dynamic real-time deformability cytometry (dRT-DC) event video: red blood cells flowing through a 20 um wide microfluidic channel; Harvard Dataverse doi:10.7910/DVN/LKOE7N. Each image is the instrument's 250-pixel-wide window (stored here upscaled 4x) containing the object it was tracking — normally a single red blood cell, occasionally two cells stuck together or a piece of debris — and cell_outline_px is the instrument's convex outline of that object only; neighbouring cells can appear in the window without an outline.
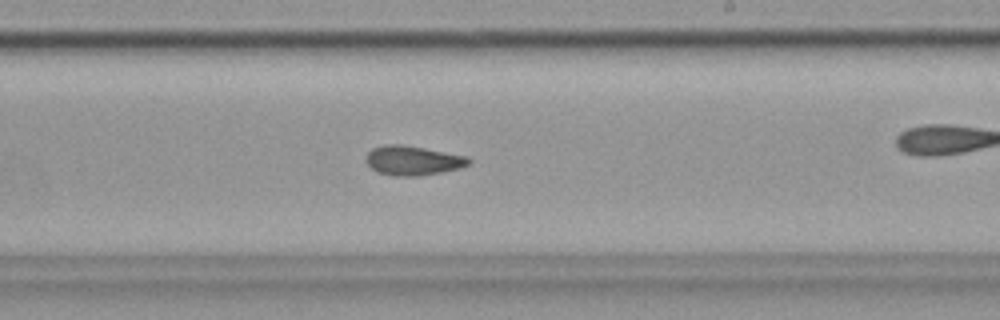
{"species": "common noctule bat (a hibernating species)", "species_latin": "Nyctalus noctula", "temperature_condition": "cold", "stored_images_in_passage": 58, "camera_frame_rate_fps": 3000, "um_per_image_px": 0.085, "animal": {"sex": "female", "body_mass_g": 19.9}, "frame": {"image": 1, "passage_image": 34, "time_ms": 11.0, "image_size_px": [1000, 320], "cell_outline_px": [[472, 164], [460, 168], [420, 176], [392, 176], [376, 172], [364, 160], [364, 156], [372, 148], [384, 144], [400, 144], [424, 148], [468, 156], [472, 160]], "centroid_in_image_um": [35.08, 13.64], "position_along_channel_um": 253.9, "area_um2": 17.92}, "authors_computed_cell_mechanics": {"area_um2": 17.8313, "velocity_mm_per_s": 3.5416, "shape_relaxation_time_tau1_ms": null, "shape_relaxation_time_tau2_ms": 3.0116, "deformation_change_tau1": null, "deformation_change_tau2": 0.0907}}